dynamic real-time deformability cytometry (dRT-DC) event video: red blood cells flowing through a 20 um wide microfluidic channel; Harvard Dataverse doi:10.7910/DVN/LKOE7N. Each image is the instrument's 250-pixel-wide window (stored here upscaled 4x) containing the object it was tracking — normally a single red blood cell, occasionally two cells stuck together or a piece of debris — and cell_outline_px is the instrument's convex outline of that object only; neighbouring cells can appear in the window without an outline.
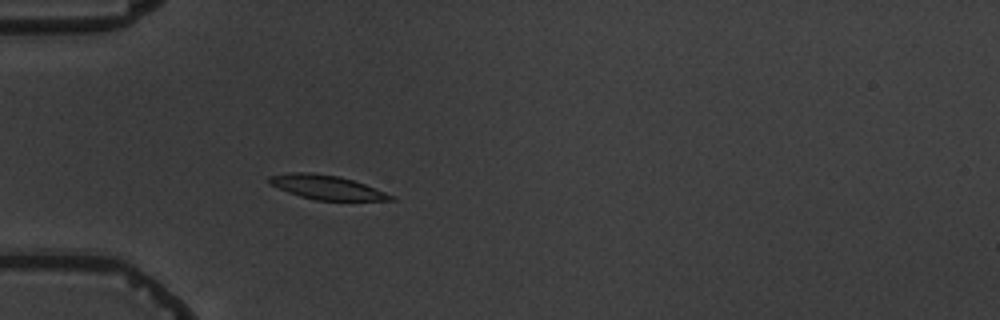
{"species": "common noctule bat (a hibernating species)", "species_latin": "Nyctalus noctula", "temperature_condition": "warm", "stored_images_in_passage": 4, "camera_frame_rate_fps": 3000, "um_per_image_px": 0.085, "animal": {"sex": "male", "body_mass_g": 19.5, "forearm_length_mm": 54.6}, "frame": {"image": 1, "passage_image": 4, "time_ms": 3.333, "image_size_px": [1000, 320], "cell_outline_px": [[396, 200], [316, 200], [300, 196], [288, 192], [268, 184], [268, 176], [288, 172], [312, 172], [336, 176], [352, 180], [364, 184], [396, 196]], "centroid_in_image_um": [27.73, 15.91], "position_along_channel_um": 57.3, "area_um2": 17.05}}